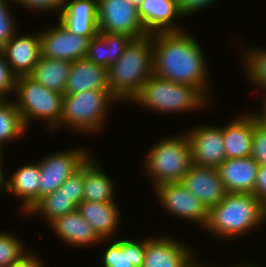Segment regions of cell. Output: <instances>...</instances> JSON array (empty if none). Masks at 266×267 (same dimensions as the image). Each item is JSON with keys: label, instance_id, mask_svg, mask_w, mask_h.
<instances>
[{"label": "cell", "instance_id": "1", "mask_svg": "<svg viewBox=\"0 0 266 267\" xmlns=\"http://www.w3.org/2000/svg\"><path fill=\"white\" fill-rule=\"evenodd\" d=\"M194 38L186 30L153 33V75L196 87L210 99L207 63Z\"/></svg>", "mask_w": 266, "mask_h": 267}, {"label": "cell", "instance_id": "2", "mask_svg": "<svg viewBox=\"0 0 266 267\" xmlns=\"http://www.w3.org/2000/svg\"><path fill=\"white\" fill-rule=\"evenodd\" d=\"M265 220L266 207L253 193H227L209 209L204 229L214 237L230 240L253 232Z\"/></svg>", "mask_w": 266, "mask_h": 267}, {"label": "cell", "instance_id": "3", "mask_svg": "<svg viewBox=\"0 0 266 267\" xmlns=\"http://www.w3.org/2000/svg\"><path fill=\"white\" fill-rule=\"evenodd\" d=\"M108 89L118 101L131 102L153 75L152 34L133 39L108 69Z\"/></svg>", "mask_w": 266, "mask_h": 267}, {"label": "cell", "instance_id": "4", "mask_svg": "<svg viewBox=\"0 0 266 267\" xmlns=\"http://www.w3.org/2000/svg\"><path fill=\"white\" fill-rule=\"evenodd\" d=\"M209 99L196 87L152 75L131 103L163 113L199 111ZM207 102V103H206Z\"/></svg>", "mask_w": 266, "mask_h": 267}, {"label": "cell", "instance_id": "5", "mask_svg": "<svg viewBox=\"0 0 266 267\" xmlns=\"http://www.w3.org/2000/svg\"><path fill=\"white\" fill-rule=\"evenodd\" d=\"M145 173L151 177L153 188L166 183L181 182L193 165L187 135L167 136L148 150L144 161Z\"/></svg>", "mask_w": 266, "mask_h": 267}, {"label": "cell", "instance_id": "6", "mask_svg": "<svg viewBox=\"0 0 266 267\" xmlns=\"http://www.w3.org/2000/svg\"><path fill=\"white\" fill-rule=\"evenodd\" d=\"M118 100L109 89L88 90L78 94L64 95L60 124L77 132L97 133L105 124L106 112ZM104 123V124H103Z\"/></svg>", "mask_w": 266, "mask_h": 267}, {"label": "cell", "instance_id": "7", "mask_svg": "<svg viewBox=\"0 0 266 267\" xmlns=\"http://www.w3.org/2000/svg\"><path fill=\"white\" fill-rule=\"evenodd\" d=\"M14 94L17 98L14 103L27 129L34 119L46 121L48 131L56 130L61 120L64 94L47 89L29 76L17 77Z\"/></svg>", "mask_w": 266, "mask_h": 267}, {"label": "cell", "instance_id": "8", "mask_svg": "<svg viewBox=\"0 0 266 267\" xmlns=\"http://www.w3.org/2000/svg\"><path fill=\"white\" fill-rule=\"evenodd\" d=\"M100 33L125 34L133 39L148 35L136 8L129 0H97Z\"/></svg>", "mask_w": 266, "mask_h": 267}, {"label": "cell", "instance_id": "9", "mask_svg": "<svg viewBox=\"0 0 266 267\" xmlns=\"http://www.w3.org/2000/svg\"><path fill=\"white\" fill-rule=\"evenodd\" d=\"M84 148H73L49 154L37 161L40 166L39 200L56 191L62 183L77 172L89 157Z\"/></svg>", "mask_w": 266, "mask_h": 267}, {"label": "cell", "instance_id": "10", "mask_svg": "<svg viewBox=\"0 0 266 267\" xmlns=\"http://www.w3.org/2000/svg\"><path fill=\"white\" fill-rule=\"evenodd\" d=\"M157 196L158 203L167 210L169 214L182 220L194 221L205 227L208 219V209L205 205L181 182L166 183L158 185L153 189Z\"/></svg>", "mask_w": 266, "mask_h": 267}, {"label": "cell", "instance_id": "11", "mask_svg": "<svg viewBox=\"0 0 266 267\" xmlns=\"http://www.w3.org/2000/svg\"><path fill=\"white\" fill-rule=\"evenodd\" d=\"M39 33L41 56L71 62L86 57L90 38L70 33L60 22Z\"/></svg>", "mask_w": 266, "mask_h": 267}, {"label": "cell", "instance_id": "12", "mask_svg": "<svg viewBox=\"0 0 266 267\" xmlns=\"http://www.w3.org/2000/svg\"><path fill=\"white\" fill-rule=\"evenodd\" d=\"M187 132L194 165L217 168L226 159L222 126L200 125Z\"/></svg>", "mask_w": 266, "mask_h": 267}, {"label": "cell", "instance_id": "13", "mask_svg": "<svg viewBox=\"0 0 266 267\" xmlns=\"http://www.w3.org/2000/svg\"><path fill=\"white\" fill-rule=\"evenodd\" d=\"M173 238L167 235L148 237L142 267H188L195 259L194 250Z\"/></svg>", "mask_w": 266, "mask_h": 267}, {"label": "cell", "instance_id": "14", "mask_svg": "<svg viewBox=\"0 0 266 267\" xmlns=\"http://www.w3.org/2000/svg\"><path fill=\"white\" fill-rule=\"evenodd\" d=\"M181 183L194 194L209 210L220 203L226 196L224 184L218 169L192 165L184 175Z\"/></svg>", "mask_w": 266, "mask_h": 267}, {"label": "cell", "instance_id": "15", "mask_svg": "<svg viewBox=\"0 0 266 267\" xmlns=\"http://www.w3.org/2000/svg\"><path fill=\"white\" fill-rule=\"evenodd\" d=\"M17 34L1 48V51L17 77L28 76L41 57L40 33L21 36Z\"/></svg>", "mask_w": 266, "mask_h": 267}, {"label": "cell", "instance_id": "16", "mask_svg": "<svg viewBox=\"0 0 266 267\" xmlns=\"http://www.w3.org/2000/svg\"><path fill=\"white\" fill-rule=\"evenodd\" d=\"M58 21L70 32L89 37L99 33L97 0H65Z\"/></svg>", "mask_w": 266, "mask_h": 267}, {"label": "cell", "instance_id": "17", "mask_svg": "<svg viewBox=\"0 0 266 267\" xmlns=\"http://www.w3.org/2000/svg\"><path fill=\"white\" fill-rule=\"evenodd\" d=\"M138 14L148 34L184 30L176 22L182 16L176 0H145Z\"/></svg>", "mask_w": 266, "mask_h": 267}, {"label": "cell", "instance_id": "18", "mask_svg": "<svg viewBox=\"0 0 266 267\" xmlns=\"http://www.w3.org/2000/svg\"><path fill=\"white\" fill-rule=\"evenodd\" d=\"M258 163L251 157L225 159L218 172L227 193H253Z\"/></svg>", "mask_w": 266, "mask_h": 267}, {"label": "cell", "instance_id": "19", "mask_svg": "<svg viewBox=\"0 0 266 267\" xmlns=\"http://www.w3.org/2000/svg\"><path fill=\"white\" fill-rule=\"evenodd\" d=\"M255 127V113L245 112L225 127L222 126L226 159L251 156L252 138Z\"/></svg>", "mask_w": 266, "mask_h": 267}, {"label": "cell", "instance_id": "20", "mask_svg": "<svg viewBox=\"0 0 266 267\" xmlns=\"http://www.w3.org/2000/svg\"><path fill=\"white\" fill-rule=\"evenodd\" d=\"M49 227L70 246L88 247L106 241V239L103 241L97 235L93 227L81 216L78 210L57 218Z\"/></svg>", "mask_w": 266, "mask_h": 267}, {"label": "cell", "instance_id": "21", "mask_svg": "<svg viewBox=\"0 0 266 267\" xmlns=\"http://www.w3.org/2000/svg\"><path fill=\"white\" fill-rule=\"evenodd\" d=\"M81 216L93 227L101 239L113 238L120 225L119 207L112 202H90L83 200L77 207ZM112 236V237H111Z\"/></svg>", "mask_w": 266, "mask_h": 267}, {"label": "cell", "instance_id": "22", "mask_svg": "<svg viewBox=\"0 0 266 267\" xmlns=\"http://www.w3.org/2000/svg\"><path fill=\"white\" fill-rule=\"evenodd\" d=\"M9 178V180H8ZM6 179V192L22 199L20 209L23 213H28L31 208L39 201V163L33 162L16 168L14 173Z\"/></svg>", "mask_w": 266, "mask_h": 267}, {"label": "cell", "instance_id": "23", "mask_svg": "<svg viewBox=\"0 0 266 267\" xmlns=\"http://www.w3.org/2000/svg\"><path fill=\"white\" fill-rule=\"evenodd\" d=\"M97 89H108L107 68L96 65L86 57L73 61L64 95Z\"/></svg>", "mask_w": 266, "mask_h": 267}, {"label": "cell", "instance_id": "24", "mask_svg": "<svg viewBox=\"0 0 266 267\" xmlns=\"http://www.w3.org/2000/svg\"><path fill=\"white\" fill-rule=\"evenodd\" d=\"M132 40L125 34L99 32L90 39L86 58L108 69L122 56Z\"/></svg>", "mask_w": 266, "mask_h": 267}, {"label": "cell", "instance_id": "25", "mask_svg": "<svg viewBox=\"0 0 266 267\" xmlns=\"http://www.w3.org/2000/svg\"><path fill=\"white\" fill-rule=\"evenodd\" d=\"M147 239H119L103 252V267H142L145 259Z\"/></svg>", "mask_w": 266, "mask_h": 267}, {"label": "cell", "instance_id": "26", "mask_svg": "<svg viewBox=\"0 0 266 267\" xmlns=\"http://www.w3.org/2000/svg\"><path fill=\"white\" fill-rule=\"evenodd\" d=\"M93 156L84 162L83 200L90 202H112L115 197L114 182L106 175Z\"/></svg>", "mask_w": 266, "mask_h": 267}, {"label": "cell", "instance_id": "27", "mask_svg": "<svg viewBox=\"0 0 266 267\" xmlns=\"http://www.w3.org/2000/svg\"><path fill=\"white\" fill-rule=\"evenodd\" d=\"M71 66V61L41 56L28 76L47 89L64 94Z\"/></svg>", "mask_w": 266, "mask_h": 267}, {"label": "cell", "instance_id": "28", "mask_svg": "<svg viewBox=\"0 0 266 267\" xmlns=\"http://www.w3.org/2000/svg\"><path fill=\"white\" fill-rule=\"evenodd\" d=\"M78 205L60 188L41 198L27 213L43 215L50 225L54 220L77 210Z\"/></svg>", "mask_w": 266, "mask_h": 267}, {"label": "cell", "instance_id": "29", "mask_svg": "<svg viewBox=\"0 0 266 267\" xmlns=\"http://www.w3.org/2000/svg\"><path fill=\"white\" fill-rule=\"evenodd\" d=\"M27 128L14 101L6 99L0 104V151L3 153L6 141L22 137ZM4 144V145H3Z\"/></svg>", "mask_w": 266, "mask_h": 267}, {"label": "cell", "instance_id": "30", "mask_svg": "<svg viewBox=\"0 0 266 267\" xmlns=\"http://www.w3.org/2000/svg\"><path fill=\"white\" fill-rule=\"evenodd\" d=\"M244 52L246 77L266 96V48L256 47Z\"/></svg>", "mask_w": 266, "mask_h": 267}, {"label": "cell", "instance_id": "31", "mask_svg": "<svg viewBox=\"0 0 266 267\" xmlns=\"http://www.w3.org/2000/svg\"><path fill=\"white\" fill-rule=\"evenodd\" d=\"M21 240L11 232L0 231V267L11 266L27 253Z\"/></svg>", "mask_w": 266, "mask_h": 267}, {"label": "cell", "instance_id": "32", "mask_svg": "<svg viewBox=\"0 0 266 267\" xmlns=\"http://www.w3.org/2000/svg\"><path fill=\"white\" fill-rule=\"evenodd\" d=\"M12 0H0V49L16 34L15 17L11 14ZM10 8V9H9Z\"/></svg>", "mask_w": 266, "mask_h": 267}, {"label": "cell", "instance_id": "33", "mask_svg": "<svg viewBox=\"0 0 266 267\" xmlns=\"http://www.w3.org/2000/svg\"><path fill=\"white\" fill-rule=\"evenodd\" d=\"M251 157L258 163V165H266V127L259 122L256 114Z\"/></svg>", "mask_w": 266, "mask_h": 267}, {"label": "cell", "instance_id": "34", "mask_svg": "<svg viewBox=\"0 0 266 267\" xmlns=\"http://www.w3.org/2000/svg\"><path fill=\"white\" fill-rule=\"evenodd\" d=\"M59 188L79 205L83 201L84 193V163Z\"/></svg>", "mask_w": 266, "mask_h": 267}, {"label": "cell", "instance_id": "35", "mask_svg": "<svg viewBox=\"0 0 266 267\" xmlns=\"http://www.w3.org/2000/svg\"><path fill=\"white\" fill-rule=\"evenodd\" d=\"M17 76L11 71L3 52L0 49V94L7 99L10 93L14 95Z\"/></svg>", "mask_w": 266, "mask_h": 267}, {"label": "cell", "instance_id": "36", "mask_svg": "<svg viewBox=\"0 0 266 267\" xmlns=\"http://www.w3.org/2000/svg\"><path fill=\"white\" fill-rule=\"evenodd\" d=\"M14 4L22 5L26 9L39 11L62 12L65 0H12Z\"/></svg>", "mask_w": 266, "mask_h": 267}, {"label": "cell", "instance_id": "37", "mask_svg": "<svg viewBox=\"0 0 266 267\" xmlns=\"http://www.w3.org/2000/svg\"><path fill=\"white\" fill-rule=\"evenodd\" d=\"M177 6L182 17L198 12L203 8L209 7L217 0H176Z\"/></svg>", "mask_w": 266, "mask_h": 267}, {"label": "cell", "instance_id": "38", "mask_svg": "<svg viewBox=\"0 0 266 267\" xmlns=\"http://www.w3.org/2000/svg\"><path fill=\"white\" fill-rule=\"evenodd\" d=\"M253 194L266 207V165H259Z\"/></svg>", "mask_w": 266, "mask_h": 267}, {"label": "cell", "instance_id": "39", "mask_svg": "<svg viewBox=\"0 0 266 267\" xmlns=\"http://www.w3.org/2000/svg\"><path fill=\"white\" fill-rule=\"evenodd\" d=\"M34 252L28 251L17 262H14L9 267H45V262L39 259V256L33 254Z\"/></svg>", "mask_w": 266, "mask_h": 267}, {"label": "cell", "instance_id": "40", "mask_svg": "<svg viewBox=\"0 0 266 267\" xmlns=\"http://www.w3.org/2000/svg\"><path fill=\"white\" fill-rule=\"evenodd\" d=\"M263 98V108H262V114L261 113H255L256 114V116H257V118H258V120H259V122L261 123V124H263L265 127H266V96H264V97H262Z\"/></svg>", "mask_w": 266, "mask_h": 267}, {"label": "cell", "instance_id": "41", "mask_svg": "<svg viewBox=\"0 0 266 267\" xmlns=\"http://www.w3.org/2000/svg\"><path fill=\"white\" fill-rule=\"evenodd\" d=\"M3 154H1L0 155V191L1 190H4V191H6V180H5V176H7V175H4V170L2 169L3 168V166H2V156Z\"/></svg>", "mask_w": 266, "mask_h": 267}, {"label": "cell", "instance_id": "42", "mask_svg": "<svg viewBox=\"0 0 266 267\" xmlns=\"http://www.w3.org/2000/svg\"><path fill=\"white\" fill-rule=\"evenodd\" d=\"M136 8H139L145 0H129Z\"/></svg>", "mask_w": 266, "mask_h": 267}, {"label": "cell", "instance_id": "43", "mask_svg": "<svg viewBox=\"0 0 266 267\" xmlns=\"http://www.w3.org/2000/svg\"><path fill=\"white\" fill-rule=\"evenodd\" d=\"M226 267H232V266H226ZM234 267H258V266H255L252 263L251 264L246 263V264H240V265L236 264V266Z\"/></svg>", "mask_w": 266, "mask_h": 267}, {"label": "cell", "instance_id": "44", "mask_svg": "<svg viewBox=\"0 0 266 267\" xmlns=\"http://www.w3.org/2000/svg\"><path fill=\"white\" fill-rule=\"evenodd\" d=\"M188 267H203V266L201 265V263L198 264L195 260H193Z\"/></svg>", "mask_w": 266, "mask_h": 267}, {"label": "cell", "instance_id": "45", "mask_svg": "<svg viewBox=\"0 0 266 267\" xmlns=\"http://www.w3.org/2000/svg\"><path fill=\"white\" fill-rule=\"evenodd\" d=\"M6 99L0 94V104H2Z\"/></svg>", "mask_w": 266, "mask_h": 267}]
</instances>
